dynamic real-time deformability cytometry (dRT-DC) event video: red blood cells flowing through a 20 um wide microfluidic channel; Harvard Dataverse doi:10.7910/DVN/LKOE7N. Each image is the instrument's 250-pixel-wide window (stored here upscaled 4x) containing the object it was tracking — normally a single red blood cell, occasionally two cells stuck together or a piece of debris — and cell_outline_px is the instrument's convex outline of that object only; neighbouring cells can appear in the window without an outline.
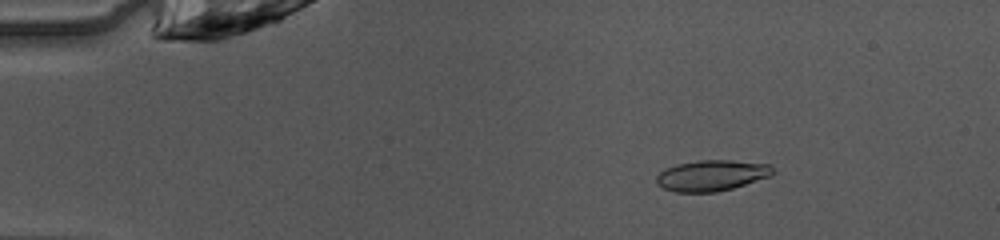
{"species": "common noctule bat (a hibernating species)", "species_latin": "Nyctalus noctula", "temperature_condition": "warm", "stored_images_in_passage": 48, "camera_frame_rate_fps": 3000, "um_per_image_px": 0.085, "animal": {"sex": "female", "body_mass_g": 10.0, "forearm_length_mm": 53.1}, "frame": {"image": 1, "passage_image": 7, "time_ms": 2.0, "image_size_px": [1000, 240], "cell_outline_px": [[776, 172], [772, 176], [732, 188], [716, 192], [676, 192], [664, 188], [656, 184], [656, 176], [660, 172], [676, 164], [700, 160], [728, 160], [768, 164]], "centroid_in_image_um": [60.5, 14.92], "position_along_channel_um": 24.5, "area_um2": 20.87}}
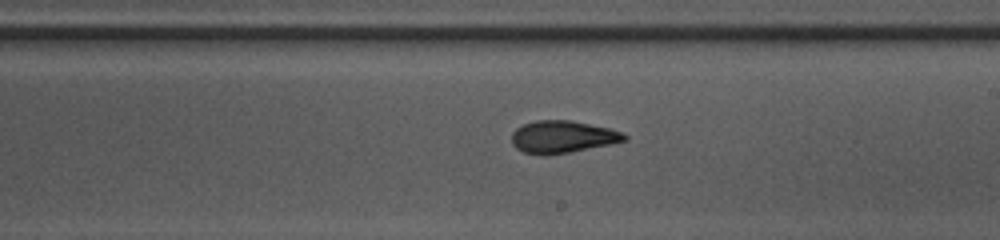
{"frame": {"image": 2, "passage_image": 28, "time_ms": 9.0, "image_size_px": [1000, 240], "cell_outline_px": [[628, 140], [612, 144], [572, 152], [540, 156], [524, 152], [516, 148], [512, 144], [512, 132], [516, 128], [524, 124], [536, 120], [572, 120], [608, 128], [624, 132], [628, 136]], "centroid_in_image_um": [47.84, 11.64], "position_along_channel_um": 241.2, "area_um2": 21.5}}
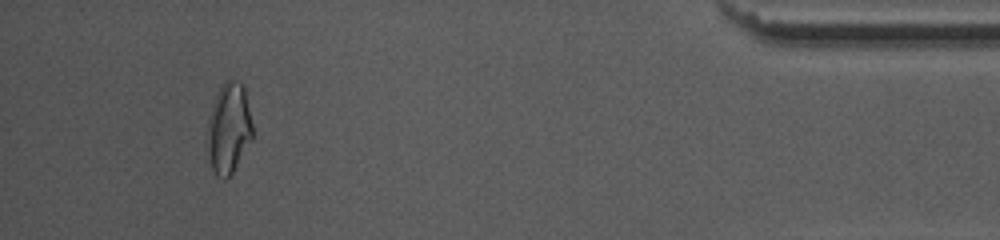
{"frame": {"image": 3, "passage_image": 45, "time_ms": 14.667, "image_size_px": [1000, 240], "cell_outline_px": [[252, 140], [232, 172], [224, 180], [216, 176], [212, 168], [208, 156], [208, 120], [212, 104], [220, 84], [224, 80], [240, 80], [244, 84], [252, 124]], "centroid_in_image_um": [19.45, 10.86], "position_along_channel_um": 415.8, "area_um2": 23.99}, "authors_computed_cell_mechanics": {"area_um2": 21.0681, "velocity_mm_per_s": 4.0942, "shape_relaxation_time_tau1_ms": 5.9012, "shape_relaxation_time_tau2_ms": 2.8077, "deformation_change_tau1": 0.188, "deformation_change_tau2": 0.0566}}